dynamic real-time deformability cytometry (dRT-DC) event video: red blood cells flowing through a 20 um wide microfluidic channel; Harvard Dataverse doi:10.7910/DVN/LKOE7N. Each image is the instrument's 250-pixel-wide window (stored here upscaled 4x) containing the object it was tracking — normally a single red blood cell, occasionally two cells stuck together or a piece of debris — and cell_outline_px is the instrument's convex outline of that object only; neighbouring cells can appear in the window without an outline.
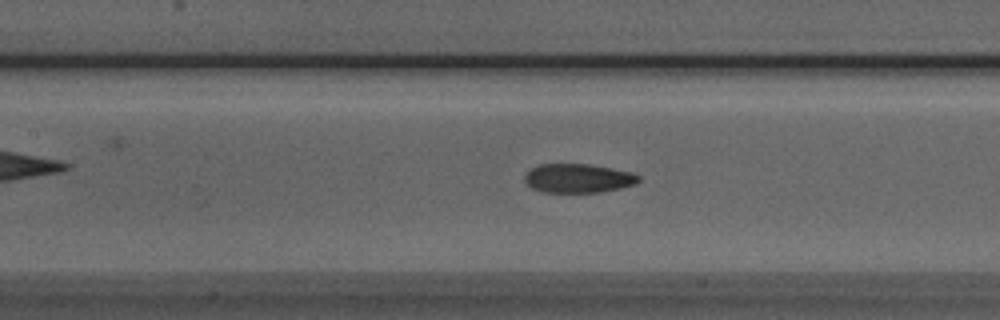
{"species": "Egyptian fruit bat (a non-hibernating species)", "species_latin": "Rousettus aegyptiacus", "temperature_condition": "room temperature", "stored_images_in_passage": 38, "camera_frame_rate_fps": 3000, "um_per_image_px": 0.085, "animal": {"sex": "male"}, "frame": {"image": 1, "passage_image": 13, "time_ms": 4.0, "image_size_px": [1000, 320], "cell_outline_px": [[640, 180], [636, 184], [620, 188], [600, 192], [544, 192], [532, 188], [524, 180], [524, 176], [532, 168], [540, 164], [588, 164], [612, 168], [632, 172], [640, 176]], "centroid_in_image_um": [49.17, 15.15], "position_along_channel_um": 158.2, "area_um2": 19.19}}
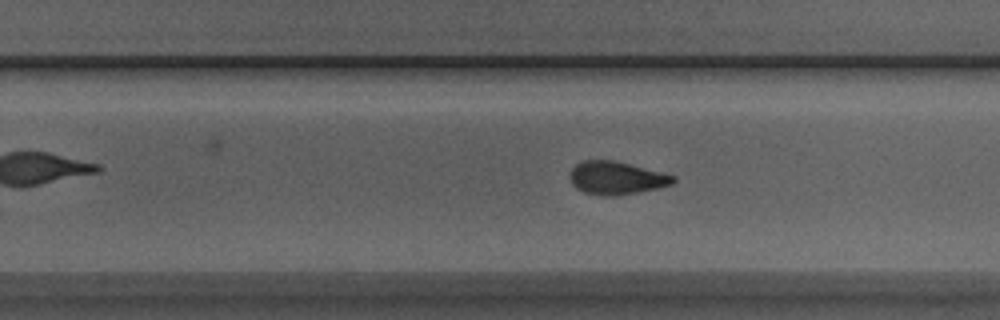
{"frame": {"image": 2, "passage_image": 22, "time_ms": 7.0, "image_size_px": [1000, 320], "cell_outline_px": [[676, 180], [672, 184], [656, 188], [616, 196], [604, 196], [584, 192], [576, 188], [572, 184], [568, 176], [572, 168], [576, 164], [584, 160], [612, 160], [676, 176]], "centroid_in_image_um": [52.34, 15.13], "position_along_channel_um": 277.5, "area_um2": 19.65}}
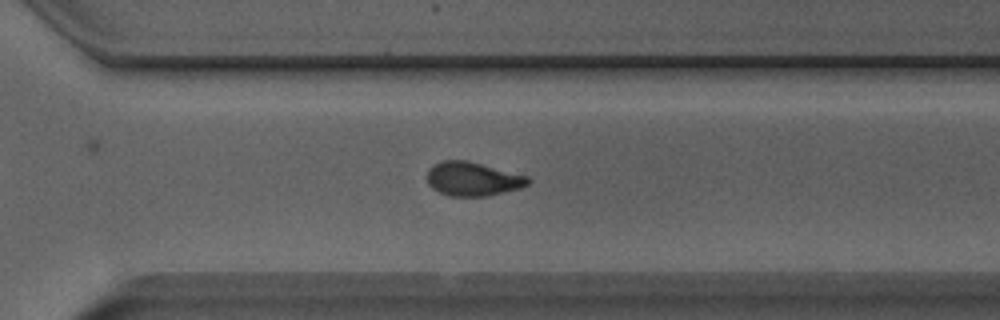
{"frame": {"image": 3, "passage_image": 26, "time_ms": 8.333, "image_size_px": [1000, 320], "cell_outline_px": [[532, 180], [528, 184], [520, 188], [488, 196], [448, 196], [432, 188], [428, 184], [428, 168], [432, 164], [444, 160], [468, 160], [528, 176]], "centroid_in_image_um": [40.18, 15.2], "position_along_channel_um": 330.4, "area_um2": 20.06}}